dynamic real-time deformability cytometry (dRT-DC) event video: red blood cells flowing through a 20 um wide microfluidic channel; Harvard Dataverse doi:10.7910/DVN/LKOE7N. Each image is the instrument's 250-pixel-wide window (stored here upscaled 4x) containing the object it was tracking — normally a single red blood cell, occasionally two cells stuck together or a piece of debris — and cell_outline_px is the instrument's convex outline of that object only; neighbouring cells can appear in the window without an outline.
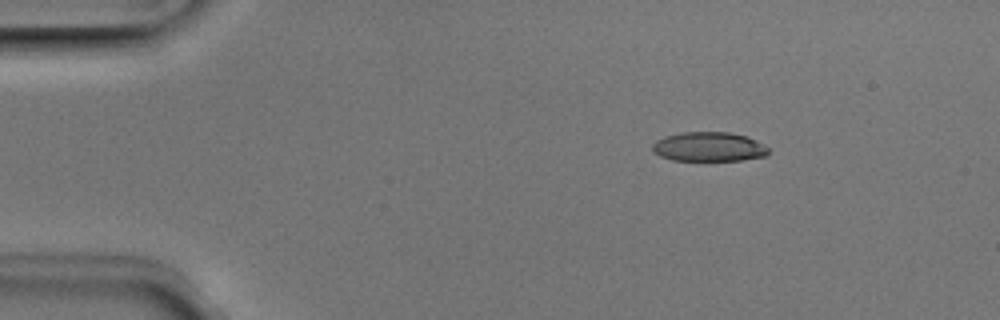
{"species": "Egyptian fruit bat (a non-hibernating species)", "species_latin": "Rousettus aegyptiacus", "temperature_condition": "room temperature", "stored_images_in_passage": 6, "camera_frame_rate_fps": 3000, "um_per_image_px": 0.085, "animal": {"sex": "male"}, "frame": {"image": 1, "passage_image": 3, "time_ms": 0.667, "image_size_px": [1000, 320], "cell_outline_px": [[768, 152], [764, 156], [740, 160], [672, 160], [660, 156], [652, 152], [652, 144], [656, 140], [664, 136], [680, 132], [728, 132], [748, 136], [756, 140], [768, 148]], "centroid_in_image_um": [60.2, 12.46], "position_along_channel_um": 24.8, "area_um2": 19.88}}